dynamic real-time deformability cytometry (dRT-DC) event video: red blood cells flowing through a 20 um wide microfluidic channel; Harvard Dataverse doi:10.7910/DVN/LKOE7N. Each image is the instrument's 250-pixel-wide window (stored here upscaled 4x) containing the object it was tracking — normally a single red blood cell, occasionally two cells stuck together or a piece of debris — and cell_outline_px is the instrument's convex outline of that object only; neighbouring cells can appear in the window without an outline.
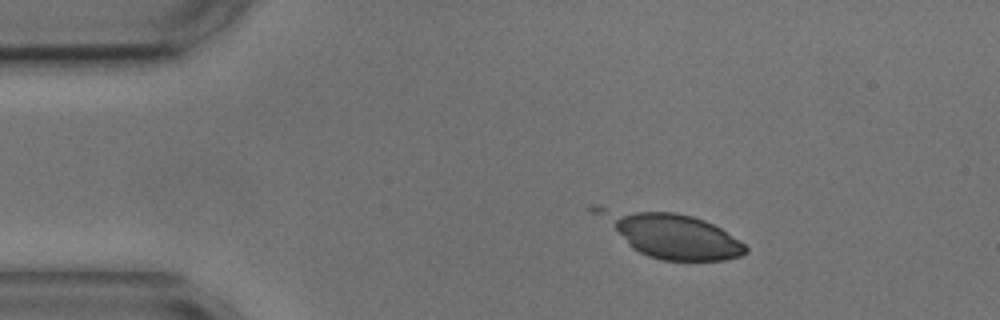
{"species": "common noctule bat (a hibernating species)", "species_latin": "Nyctalus noctula", "temperature_condition": "cold", "stored_images_in_passage": 26, "camera_frame_rate_fps": 3000, "um_per_image_px": 0.085, "animal": {"sex": "male", "body_mass_g": 17.9, "forearm_length_mm": 54.2}, "frame": {"image": 1, "passage_image": 9, "time_ms": 2.667, "image_size_px": [1000, 320], "cell_outline_px": [[748, 252], [740, 256], [724, 260], [660, 260], [648, 256], [632, 248], [628, 244], [616, 228], [616, 220], [620, 216], [636, 212], [676, 212], [692, 216], [704, 220], [720, 228], [740, 240], [748, 248]], "centroid_in_image_um": [57.62, 20.16], "position_along_channel_um": 27.4, "area_um2": 34.04}}